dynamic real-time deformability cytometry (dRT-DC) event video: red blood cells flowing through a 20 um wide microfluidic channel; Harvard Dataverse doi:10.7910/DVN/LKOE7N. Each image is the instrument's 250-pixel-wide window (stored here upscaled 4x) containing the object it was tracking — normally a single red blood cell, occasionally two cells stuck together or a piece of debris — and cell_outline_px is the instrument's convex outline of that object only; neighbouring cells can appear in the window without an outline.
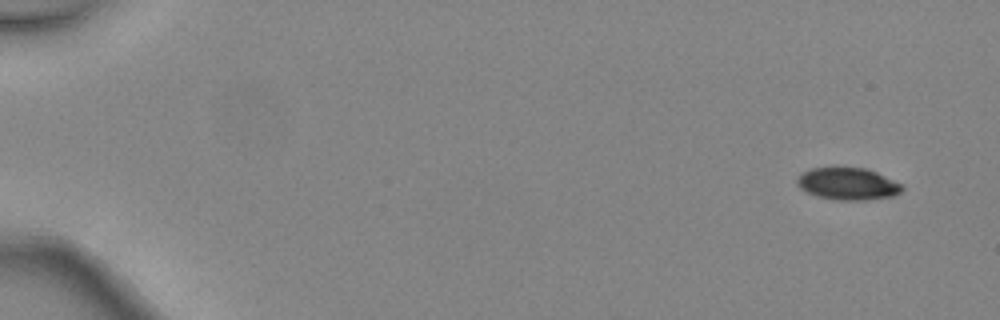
{"species": "common noctule bat (a hibernating species)", "species_latin": "Nyctalus noctula", "temperature_condition": "warm", "stored_images_in_passage": 5, "camera_frame_rate_fps": 3000, "um_per_image_px": 0.085, "animal": {"sex": "female", "body_mass_g": 24.6, "forearm_length_mm": 56.2}, "frame": {"image": 1, "passage_image": 1, "time_ms": 0.0, "image_size_px": [1000, 320], "cell_outline_px": [[904, 188], [900, 192], [892, 196], [864, 200], [836, 200], [816, 196], [804, 192], [796, 184], [796, 180], [804, 172], [812, 168], [864, 168], [876, 172], [904, 184]], "centroid_in_image_um": [72.07, 15.64], "position_along_channel_um": 12.9, "area_um2": 19.65}}
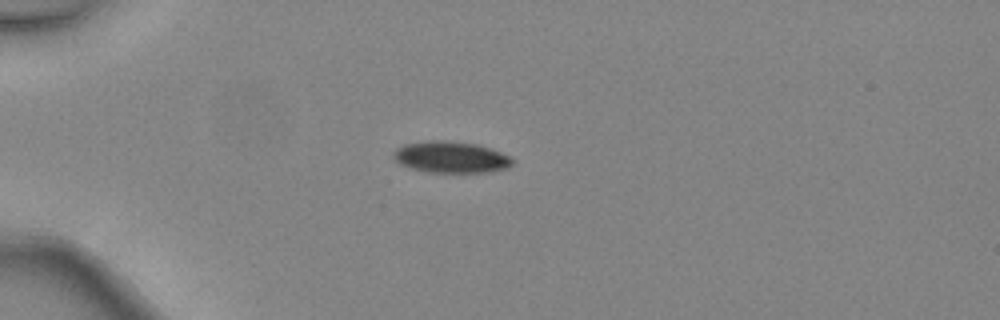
{"frame": {"image": 2, "passage_image": 4, "time_ms": 1.0, "image_size_px": [1000, 320], "cell_outline_px": [[512, 164], [508, 168], [488, 172], [428, 172], [412, 168], [400, 164], [392, 156], [392, 152], [396, 148], [404, 144], [428, 140], [444, 140], [476, 144], [500, 152], [508, 156], [512, 160]], "centroid_in_image_um": [38.28, 13.35], "position_along_channel_um": 46.7, "area_um2": 21.68}}